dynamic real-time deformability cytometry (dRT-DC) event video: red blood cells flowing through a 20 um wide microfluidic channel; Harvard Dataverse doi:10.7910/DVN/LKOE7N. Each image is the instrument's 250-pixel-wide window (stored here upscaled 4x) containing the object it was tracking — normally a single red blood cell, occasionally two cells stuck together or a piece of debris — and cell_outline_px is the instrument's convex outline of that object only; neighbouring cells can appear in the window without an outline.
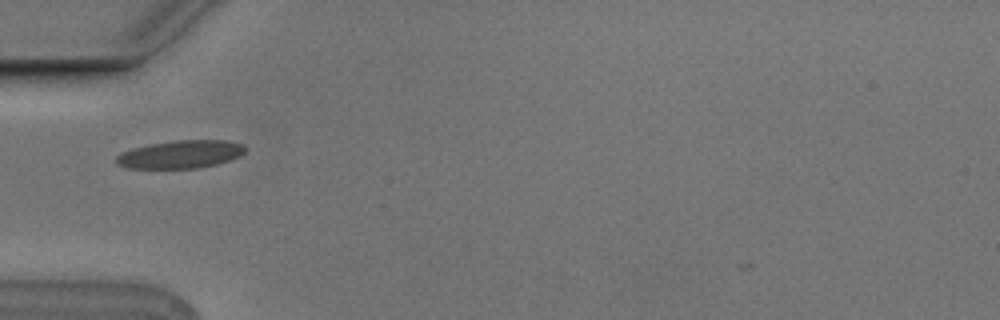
{"species": "Egyptian fruit bat (a non-hibernating species)", "species_latin": "Rousettus aegyptiacus", "temperature_condition": "cold", "stored_images_in_passage": 3, "camera_frame_rate_fps": 3000, "um_per_image_px": 0.085, "animal": {"sex": "male"}, "frame": {"image": 1, "passage_image": 1, "time_ms": 0.0, "image_size_px": [1000, 320], "cell_outline_px": [[248, 148], [240, 156], [216, 164], [196, 168], [128, 168], [116, 164], [116, 156], [120, 152], [132, 148], [148, 144], [176, 140], [228, 140], [244, 144]], "centroid_in_image_um": [15.35, 13.1], "position_along_channel_um": 69.7, "area_um2": 21.15}}
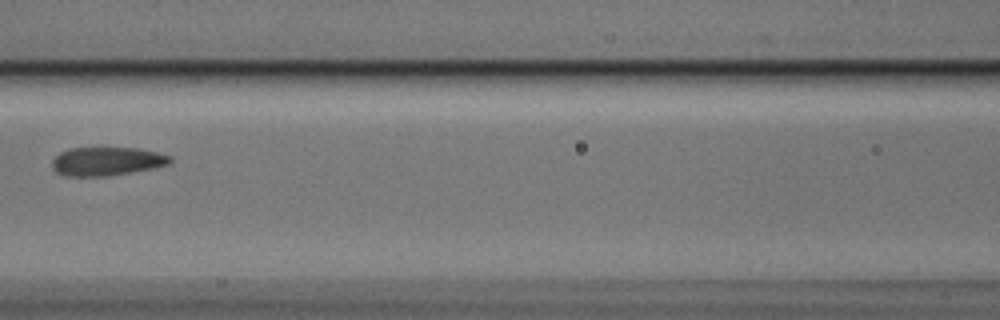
{"frame": {"image": 2, "passage_image": 3, "time_ms": 0.667, "image_size_px": [1000, 320], "cell_outline_px": [[172, 160], [168, 164], [152, 168], [104, 176], [64, 176], [56, 172], [52, 168], [52, 160], [60, 152], [68, 148], [140, 148], [172, 156]], "centroid_in_image_um": [9.04, 13.7], "position_along_channel_um": 157.6, "area_um2": 19.54}}